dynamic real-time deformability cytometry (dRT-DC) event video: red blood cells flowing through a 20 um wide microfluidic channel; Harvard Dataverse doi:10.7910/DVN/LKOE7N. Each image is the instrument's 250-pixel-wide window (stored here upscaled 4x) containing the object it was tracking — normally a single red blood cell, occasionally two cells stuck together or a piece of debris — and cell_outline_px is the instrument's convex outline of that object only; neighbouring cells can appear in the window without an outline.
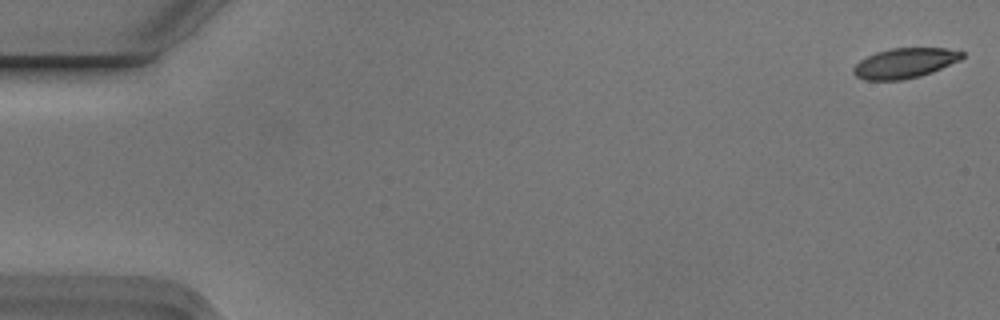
{"species": "Egyptian fruit bat (a non-hibernating species)", "species_latin": "Rousettus aegyptiacus", "temperature_condition": "cold", "stored_images_in_passage": 4, "camera_frame_rate_fps": 3000, "um_per_image_px": 0.085, "animal": {"sex": "male"}, "frame": {"image": 1, "passage_image": 1, "time_ms": 0.0, "image_size_px": [1000, 320], "cell_outline_px": [[964, 56], [960, 60], [932, 72], [920, 76], [900, 80], [864, 80], [856, 76], [852, 72], [852, 68], [860, 60], [876, 52], [892, 48], [948, 48], [964, 52]], "centroid_in_image_um": [76.9, 5.36], "position_along_channel_um": 8.1, "area_um2": 19.02}}